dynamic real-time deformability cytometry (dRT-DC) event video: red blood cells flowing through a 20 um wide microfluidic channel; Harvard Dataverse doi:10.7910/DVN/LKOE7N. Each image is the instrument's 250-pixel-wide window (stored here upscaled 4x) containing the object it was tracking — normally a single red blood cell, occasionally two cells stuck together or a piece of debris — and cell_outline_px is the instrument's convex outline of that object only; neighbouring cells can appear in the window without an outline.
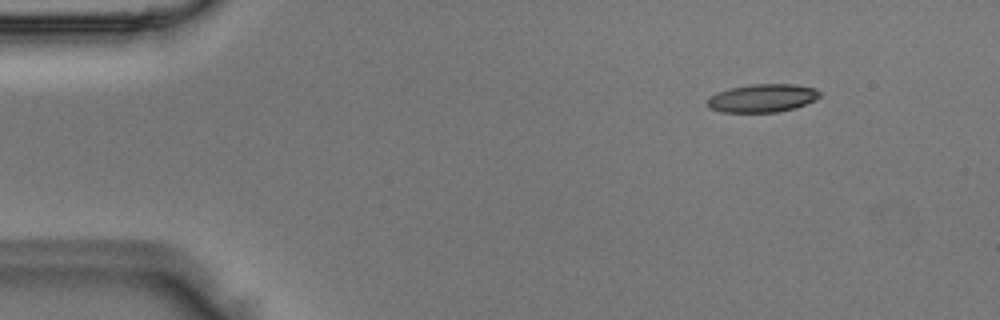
{"species": "Egyptian fruit bat (a non-hibernating species)", "species_latin": "Rousettus aegyptiacus", "temperature_condition": "room temperature", "stored_images_in_passage": 5, "camera_frame_rate_fps": 3000, "um_per_image_px": 0.085, "animal": {"sex": "male"}, "frame": {"image": 1, "passage_image": 2, "time_ms": 0.333, "image_size_px": [1000, 320], "cell_outline_px": [[820, 96], [796, 108], [776, 112], [720, 112], [712, 108], [708, 104], [708, 100], [712, 96], [720, 92], [732, 88], [752, 84], [796, 84], [816, 88], [820, 92]], "centroid_in_image_um": [64.86, 8.34], "position_along_channel_um": 20.1, "area_um2": 18.09}}